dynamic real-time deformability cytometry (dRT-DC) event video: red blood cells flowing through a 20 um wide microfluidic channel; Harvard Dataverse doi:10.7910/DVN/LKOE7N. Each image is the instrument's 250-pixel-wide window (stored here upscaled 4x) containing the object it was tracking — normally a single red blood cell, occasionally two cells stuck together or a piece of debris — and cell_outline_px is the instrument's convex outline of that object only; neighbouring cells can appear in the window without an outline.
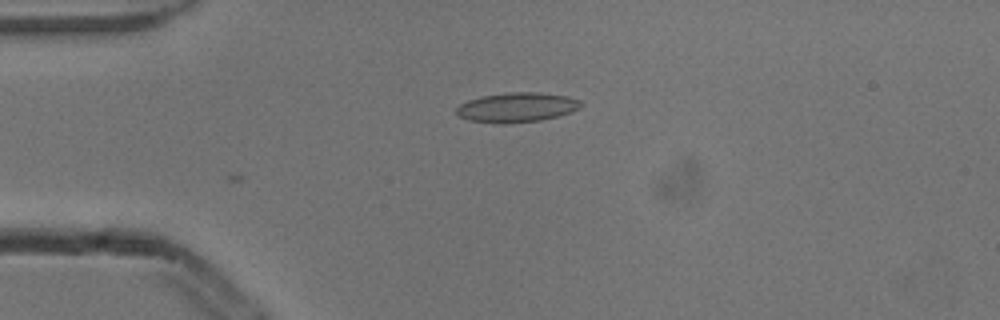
{"species": "common noctule bat (a hibernating species)", "species_latin": "Nyctalus noctula", "temperature_condition": "cold", "stored_images_in_passage": 4, "camera_frame_rate_fps": 3000, "um_per_image_px": 0.085, "animal": {"sex": "male", "body_mass_g": 13.3}, "frame": {"image": 1, "passage_image": 4, "time_ms": 1.0, "image_size_px": [1000, 320], "cell_outline_px": [[584, 104], [580, 108], [572, 112], [540, 120], [504, 124], [496, 124], [468, 120], [460, 116], [456, 112], [456, 108], [460, 104], [468, 100], [480, 96], [508, 92], [540, 92], [568, 96], [580, 100]], "centroid_in_image_um": [43.94, 9.12], "position_along_channel_um": 41.1, "area_um2": 21.73}}